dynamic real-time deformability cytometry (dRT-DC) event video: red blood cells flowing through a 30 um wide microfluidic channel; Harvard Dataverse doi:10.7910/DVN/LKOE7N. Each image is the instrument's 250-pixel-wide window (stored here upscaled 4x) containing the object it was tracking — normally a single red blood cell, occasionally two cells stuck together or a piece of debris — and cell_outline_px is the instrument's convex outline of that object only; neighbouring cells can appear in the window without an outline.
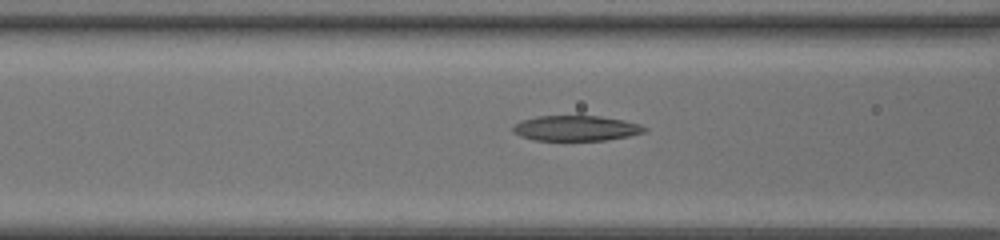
{"species": "common noctule bat (a hibernating species)", "species_latin": "Nyctalus noctula", "temperature_condition": "room temperature", "stored_images_in_passage": 36, "camera_frame_rate_fps": 3000, "um_per_image_px": 0.085, "animal": {"sex": "female", "body_mass_g": 20.0, "forearm_length_mm": 54.0}, "frame": {"image": 1, "passage_image": 15, "time_ms": 4.667, "image_size_px": [1000, 240], "cell_outline_px": [[648, 132], [608, 140], [536, 140], [520, 136], [512, 132], [512, 128], [520, 120], [536, 116], [600, 116], [624, 120], [640, 124], [648, 128]], "centroid_in_image_um": [48.99, 10.9], "position_along_channel_um": 117.6, "area_um2": 19.54}}
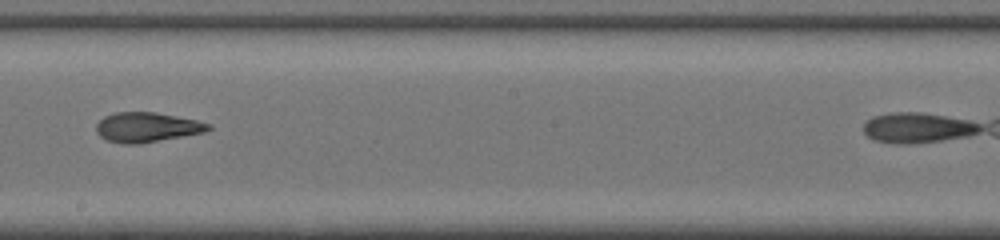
{"frame": {"image": 2, "passage_image": 23, "time_ms": 7.333, "image_size_px": [1000, 240], "cell_outline_px": [[212, 128], [204, 132], [140, 144], [124, 144], [108, 140], [100, 136], [96, 132], [96, 124], [104, 116], [116, 112], [156, 112], [196, 120], [212, 124]], "centroid_in_image_um": [12.48, 10.81], "position_along_channel_um": 235.7, "area_um2": 19.42}}
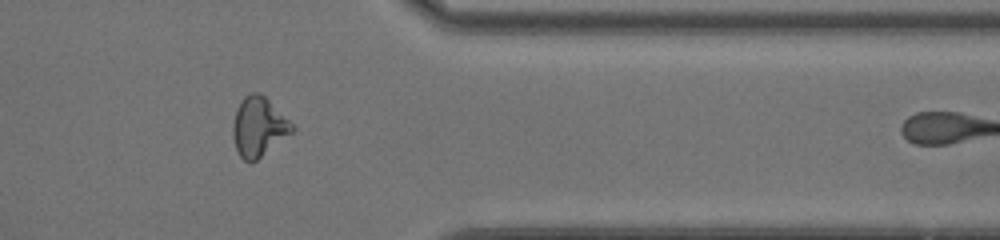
{"frame": {"image": 3, "passage_image": 34, "time_ms": 11.0, "image_size_px": [1000, 240], "cell_outline_px": [[296, 128], [292, 132], [256, 160], [248, 164], [240, 156], [236, 148], [232, 136], [232, 124], [236, 108], [244, 96], [252, 92], [260, 92]], "centroid_in_image_um": [21.94, 10.78], "position_along_channel_um": 389.5, "area_um2": 20.23}}